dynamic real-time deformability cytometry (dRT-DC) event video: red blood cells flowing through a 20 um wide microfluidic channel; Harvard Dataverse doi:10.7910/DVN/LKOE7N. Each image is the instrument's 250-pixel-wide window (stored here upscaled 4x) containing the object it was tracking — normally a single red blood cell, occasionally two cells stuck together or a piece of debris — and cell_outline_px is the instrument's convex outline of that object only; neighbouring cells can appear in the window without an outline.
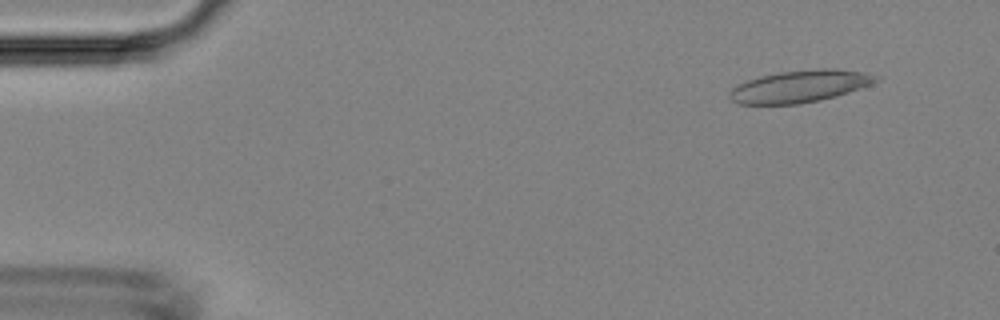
{"species": "Egyptian fruit bat (a non-hibernating species)", "species_latin": "Rousettus aegyptiacus", "temperature_condition": "room temperature", "stored_images_in_passage": 3, "camera_frame_rate_fps": 3000, "um_per_image_px": 0.085, "animal": {"sex": "female"}, "frame": {"image": 1, "passage_image": 1, "time_ms": 0.0, "image_size_px": [1000, 320], "cell_outline_px": [[884, 76], [880, 80], [872, 84], [836, 96], [820, 100], [800, 104], [740, 104], [732, 100], [728, 96], [728, 92], [736, 84], [760, 76], [780, 72], [820, 68], [832, 68], [864, 72]], "centroid_in_image_um": [68.02, 7.33], "position_along_channel_um": 17.0, "area_um2": 27.63}}
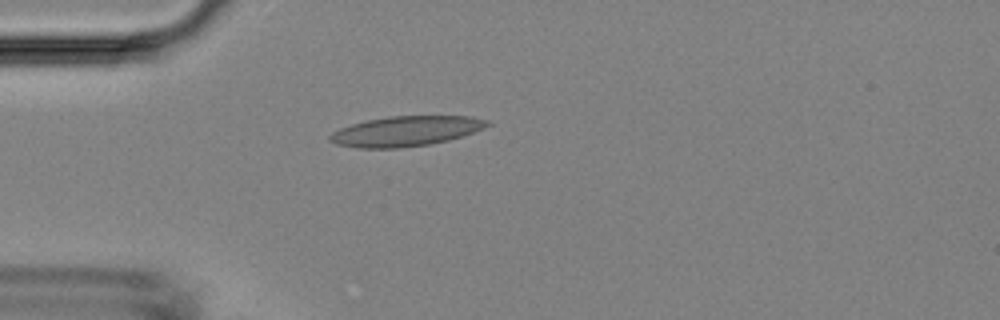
{"frame": {"image": 2, "passage_image": 3, "time_ms": 3.0, "image_size_px": [1000, 320], "cell_outline_px": [[492, 124], [484, 128], [464, 136], [448, 140], [428, 144], [400, 148], [356, 148], [336, 144], [328, 140], [328, 136], [332, 132], [340, 128], [352, 124], [368, 120], [388, 116], [472, 116], [488, 120]], "centroid_in_image_um": [34.5, 11.15], "position_along_channel_um": 50.5, "area_um2": 27.69}}